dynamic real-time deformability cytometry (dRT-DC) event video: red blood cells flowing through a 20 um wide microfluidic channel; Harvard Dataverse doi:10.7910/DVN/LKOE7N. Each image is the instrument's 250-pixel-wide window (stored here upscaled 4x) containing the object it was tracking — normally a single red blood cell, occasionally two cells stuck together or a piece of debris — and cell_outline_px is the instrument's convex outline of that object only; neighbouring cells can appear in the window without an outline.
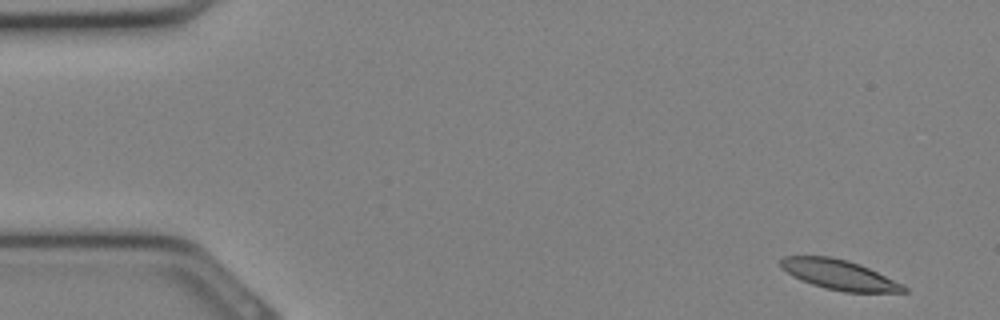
{"species": "Egyptian fruit bat (a non-hibernating species)", "species_latin": "Rousettus aegyptiacus", "temperature_condition": "cold", "stored_images_in_passage": 31, "camera_frame_rate_fps": 3000, "um_per_image_px": 0.085, "animal": {"sex": "female"}, "frame": {"image": 1, "passage_image": 1, "time_ms": 0.0, "image_size_px": [1000, 320], "cell_outline_px": [[908, 292], [844, 292], [824, 288], [812, 284], [788, 272], [780, 264], [780, 260], [784, 256], [832, 256], [848, 260], [860, 264], [904, 284], [908, 288]], "centroid_in_image_um": [71.4, 23.35], "position_along_channel_um": 13.6, "area_um2": 21.27}}
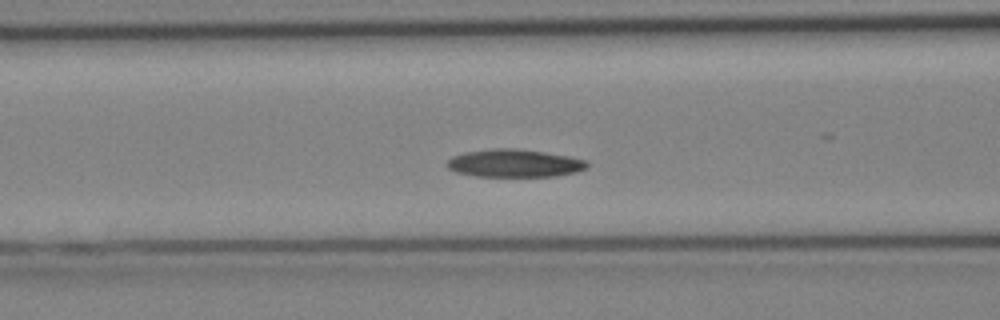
{"frame": {"image": 2, "passage_image": 12, "time_ms": 3.667, "image_size_px": [1000, 320], "cell_outline_px": [[588, 168], [576, 172], [556, 176], [476, 176], [456, 172], [448, 168], [448, 160], [452, 156], [464, 152], [492, 148], [516, 148], [544, 152], [568, 156], [588, 160]], "centroid_in_image_um": [43.75, 13.87], "position_along_channel_um": 122.9, "area_um2": 22.77}}
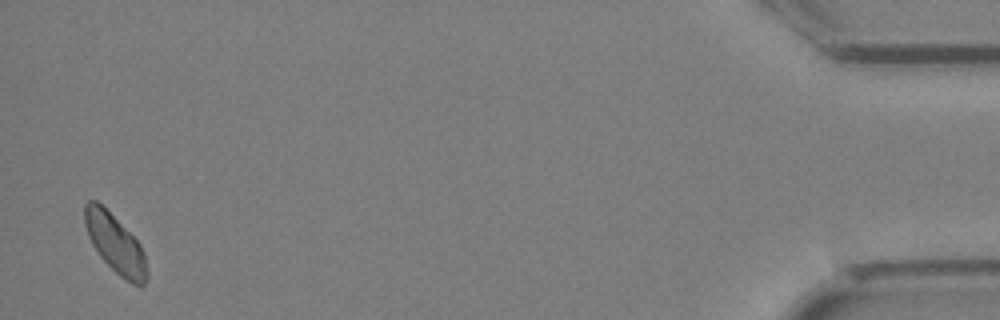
{"frame": {"image": 3, "passage_image": 31, "time_ms": 10.0, "image_size_px": [1000, 320], "cell_outline_px": [[148, 276], [144, 284], [140, 288], [132, 284], [120, 276], [100, 256], [92, 244], [88, 236], [84, 224], [84, 204], [88, 200], [96, 200], [140, 244], [144, 252], [148, 272]], "centroid_in_image_um": [9.8, 20.76], "position_along_channel_um": 425.4, "area_um2": 20.92}}